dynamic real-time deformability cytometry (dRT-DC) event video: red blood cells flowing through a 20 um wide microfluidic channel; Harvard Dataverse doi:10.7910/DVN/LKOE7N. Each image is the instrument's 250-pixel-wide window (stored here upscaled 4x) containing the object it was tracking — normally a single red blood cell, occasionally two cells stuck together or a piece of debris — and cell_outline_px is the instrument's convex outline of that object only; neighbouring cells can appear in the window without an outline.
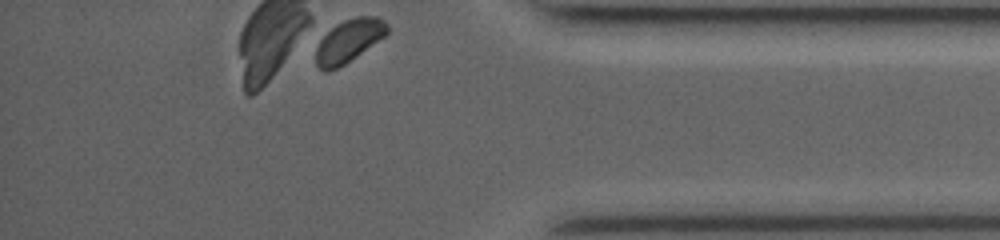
{"species": "common noctule bat (a hibernating species)", "species_latin": "Nyctalus noctula", "temperature_condition": "room temperature", "stored_images_in_passage": 46, "camera_frame_rate_fps": 3500, "um_per_image_px": 0.085, "animal": {"sex": "female", "body_mass_g": 19.0, "forearm_length_mm": 53.3}, "frame": {"image": 1, "passage_image": 46, "time_ms": 9.714, "image_size_px": [1000, 240], "cell_outline_px": [[388, 32], [384, 36], [344, 64], [328, 72], [324, 72], [316, 64], [316, 48], [324, 32], [328, 28], [344, 20], [356, 16], [376, 16], [384, 20], [388, 24]], "centroid_in_image_um": [29.62, 3.44], "position_along_channel_um": 405.6, "area_um2": 17.8}, "authors_computed_cell_mechanics": {"area_um2": 18.2648, "velocity_mm_per_s": 3.8339, "shape_relaxation_time_tau1_ms": 0.4553, "shape_relaxation_time_tau2_ms": 3.3191, "deformation_change_tau1": 0.3461, "deformation_change_tau2": 0.0179}}